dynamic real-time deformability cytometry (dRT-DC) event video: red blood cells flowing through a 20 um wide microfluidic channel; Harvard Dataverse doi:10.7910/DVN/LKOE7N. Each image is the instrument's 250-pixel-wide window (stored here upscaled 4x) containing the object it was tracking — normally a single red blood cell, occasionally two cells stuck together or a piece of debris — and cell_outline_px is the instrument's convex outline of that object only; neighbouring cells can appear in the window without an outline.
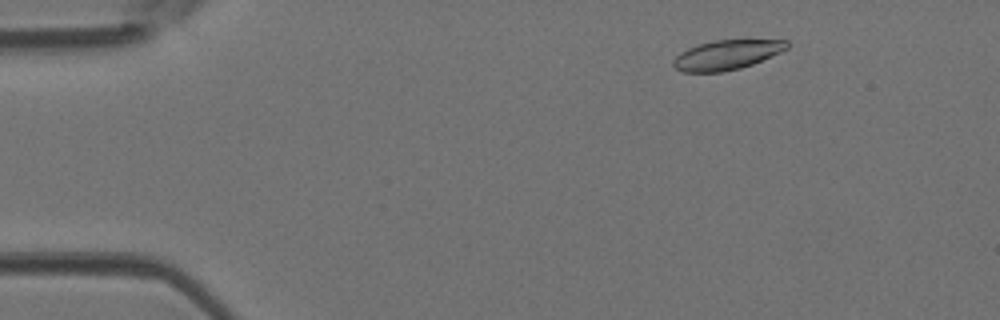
{"species": "Egyptian fruit bat (a non-hibernating species)", "species_latin": "Rousettus aegyptiacus", "temperature_condition": "room temperature", "stored_images_in_passage": 44, "camera_frame_rate_fps": 3000, "um_per_image_px": 0.085, "animal": {"sex": "female"}, "frame": {"image": 1, "passage_image": 5, "time_ms": 1.333, "image_size_px": [1000, 320], "cell_outline_px": [[788, 48], [780, 52], [752, 64], [740, 68], [720, 72], [684, 72], [676, 68], [672, 64], [672, 60], [680, 52], [688, 48], [700, 44], [716, 40], [788, 40]], "centroid_in_image_um": [61.75, 4.66], "position_along_channel_um": 23.3, "area_um2": 19.36}}
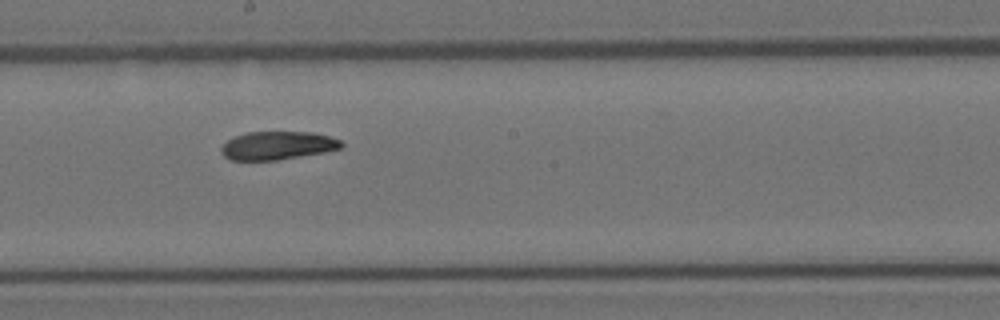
{"frame": {"image": 2, "passage_image": 24, "time_ms": 7.667, "image_size_px": [1000, 320], "cell_outline_px": [[344, 144], [340, 148], [324, 152], [276, 160], [228, 160], [220, 152], [220, 148], [228, 140], [236, 136], [248, 132], [312, 132], [328, 136], [340, 140]], "centroid_in_image_um": [23.56, 12.37], "position_along_channel_um": 224.6, "area_um2": 19.65}}
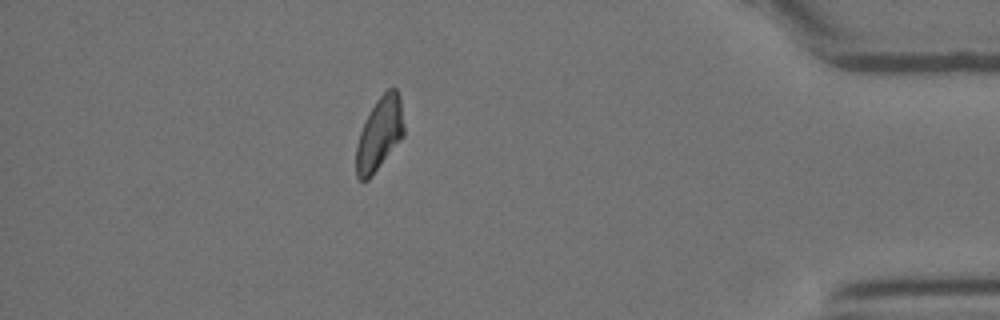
{"frame": {"image": 3, "passage_image": 39, "time_ms": 12.667, "image_size_px": [1000, 320], "cell_outline_px": [[404, 136], [368, 180], [360, 180], [356, 176], [356, 144], [364, 120], [376, 100], [388, 88], [396, 88], [400, 96], [404, 128]], "centroid_in_image_um": [32.25, 11.36], "position_along_channel_um": 403.0, "area_um2": 20.35}}